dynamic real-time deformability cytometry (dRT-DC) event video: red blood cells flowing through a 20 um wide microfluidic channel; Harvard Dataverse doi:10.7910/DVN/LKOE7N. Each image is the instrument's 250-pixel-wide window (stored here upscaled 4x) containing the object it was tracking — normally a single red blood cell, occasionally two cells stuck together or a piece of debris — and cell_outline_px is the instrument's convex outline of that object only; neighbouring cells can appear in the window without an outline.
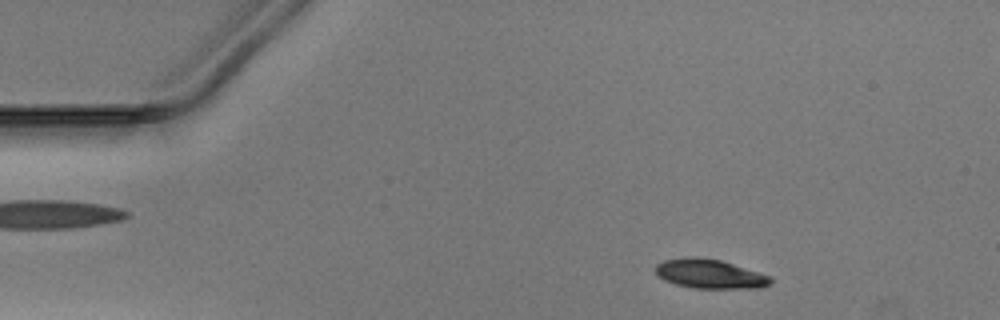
{"species": "Egyptian fruit bat (a non-hibernating species)", "species_latin": "Rousettus aegyptiacus", "temperature_condition": "warm", "stored_images_in_passage": 41, "camera_frame_rate_fps": 3000, "um_per_image_px": 0.085, "animal": {"sex": "male"}, "frame": {"image": 1, "passage_image": 7, "time_ms": 2.0, "image_size_px": [1000, 320], "cell_outline_px": [[772, 280], [768, 284], [760, 288], [696, 288], [676, 284], [664, 280], [656, 272], [656, 264], [664, 260], [684, 256], [696, 256], [720, 260], [768, 276]], "centroid_in_image_um": [60.27, 23.27], "position_along_channel_um": 24.7, "area_um2": 19.25}}
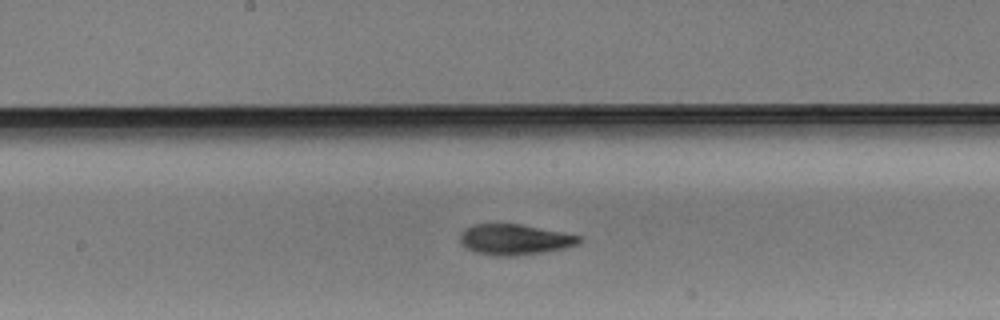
{"frame": {"image": 2, "passage_image": 26, "time_ms": 8.333, "image_size_px": [1000, 320], "cell_outline_px": [[580, 240], [576, 244], [564, 248], [544, 252], [512, 256], [496, 256], [476, 252], [464, 248], [460, 244], [460, 232], [464, 228], [472, 224], [520, 224], [580, 236]], "centroid_in_image_um": [43.65, 20.36], "position_along_channel_um": 204.6, "area_um2": 21.15}}
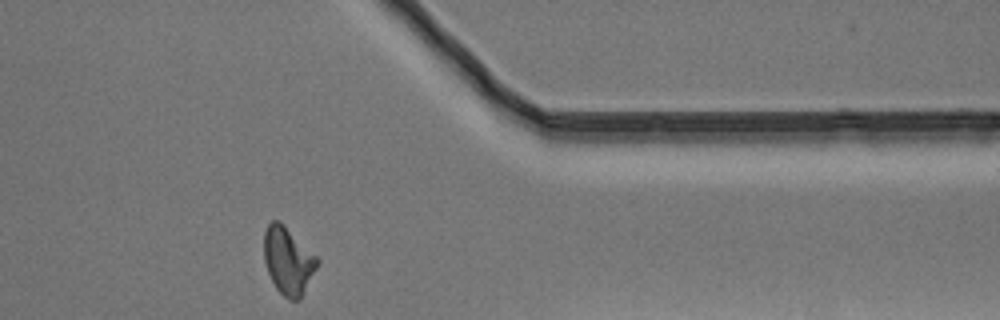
{"frame": {"image": 3, "passage_image": 41, "time_ms": 13.333, "image_size_px": [1000, 320], "cell_outline_px": [[320, 264], [300, 296], [296, 300], [288, 300], [276, 288], [268, 272], [264, 260], [264, 232], [268, 224], [272, 220], [280, 220], [320, 260]], "centroid_in_image_um": [24.48, 22.13], "position_along_channel_um": 386.9, "area_um2": 20.69}}